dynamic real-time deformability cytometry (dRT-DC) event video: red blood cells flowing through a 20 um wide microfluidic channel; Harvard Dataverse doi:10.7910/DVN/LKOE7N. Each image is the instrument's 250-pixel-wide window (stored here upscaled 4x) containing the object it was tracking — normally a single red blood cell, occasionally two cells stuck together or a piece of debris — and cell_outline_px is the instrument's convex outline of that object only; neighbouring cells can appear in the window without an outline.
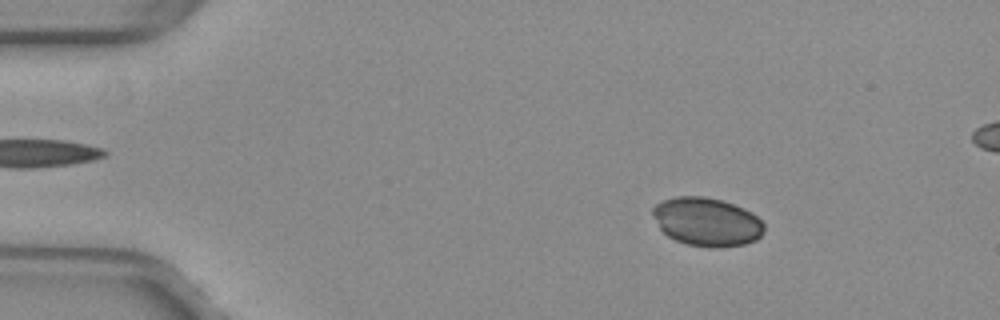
{"species": "common noctule bat (a hibernating species)", "species_latin": "Nyctalus noctula", "temperature_condition": "warm", "stored_images_in_passage": 46, "camera_frame_rate_fps": 3000, "um_per_image_px": 0.085, "animal": {"sex": "female", "body_mass_g": 29.2, "forearm_length_mm": 56.3}, "frame": {"image": 1, "passage_image": 2, "time_ms": 0.333, "image_size_px": [1000, 320], "cell_outline_px": [[764, 232], [756, 240], [744, 244], [724, 248], [708, 248], [688, 244], [676, 240], [668, 236], [660, 228], [652, 212], [652, 208], [656, 204], [664, 200], [676, 196], [704, 196], [724, 200], [744, 208], [752, 212], [764, 224]], "centroid_in_image_um": [60.11, 18.86], "position_along_channel_um": 24.9, "area_um2": 31.67}}
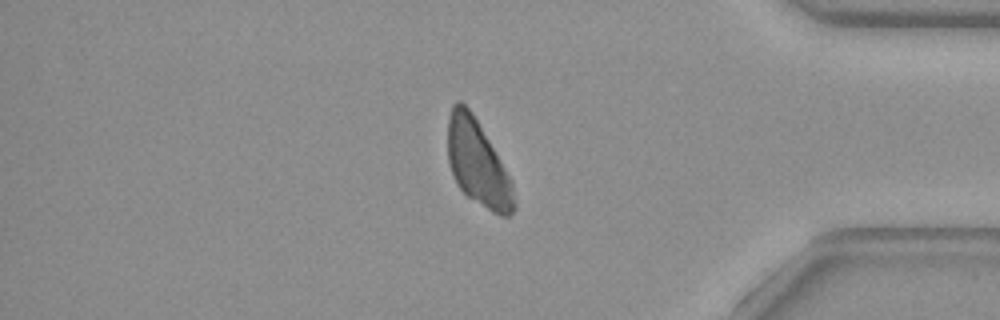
{"frame": {"image": 2, "passage_image": 38, "time_ms": 12.333, "image_size_px": [1000, 320], "cell_outline_px": [[516, 208], [508, 216], [500, 216], [492, 212], [468, 196], [456, 184], [448, 164], [448, 116], [452, 104], [456, 100], [460, 100], [472, 112], [512, 180], [516, 204]], "centroid_in_image_um": [40.6, 13.87], "position_along_channel_um": 394.6, "area_um2": 33.06}}
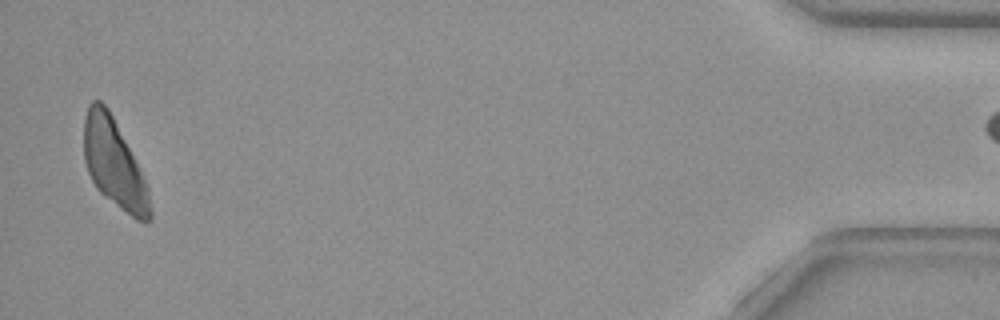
{"frame": {"image": 3, "passage_image": 45, "time_ms": 14.667, "image_size_px": [1000, 320], "cell_outline_px": [[152, 220], [144, 224], [136, 220], [104, 196], [96, 188], [88, 172], [84, 160], [84, 120], [88, 104], [92, 100], [100, 100], [108, 108], [148, 188], [152, 212]], "centroid_in_image_um": [9.68, 13.95], "position_along_channel_um": 425.5, "area_um2": 33.52}}